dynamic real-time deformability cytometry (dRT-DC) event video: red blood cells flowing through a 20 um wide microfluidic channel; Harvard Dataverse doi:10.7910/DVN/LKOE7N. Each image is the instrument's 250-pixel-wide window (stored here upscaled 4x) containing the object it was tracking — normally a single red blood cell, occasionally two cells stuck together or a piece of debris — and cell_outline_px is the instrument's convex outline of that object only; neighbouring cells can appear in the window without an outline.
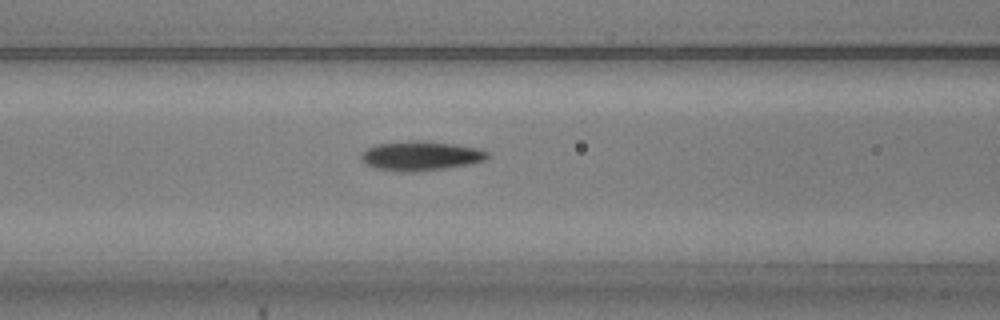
{"species": "common noctule bat (a hibernating species)", "species_latin": "Nyctalus noctula", "temperature_condition": "warm", "stored_images_in_passage": 39, "camera_frame_rate_fps": 3000, "um_per_image_px": 0.085, "animal": {"sex": "male", "body_mass_g": 20.5, "forearm_length_mm": 52.5}, "frame": {"image": 1, "passage_image": 7, "time_ms": 2.0, "image_size_px": [1000, 320], "cell_outline_px": [[488, 156], [484, 160], [468, 164], [444, 168], [404, 172], [400, 172], [376, 168], [368, 164], [360, 156], [368, 148], [376, 144], [412, 140], [420, 140], [456, 144], [476, 148], [488, 152]], "centroid_in_image_um": [35.76, 13.23], "position_along_channel_um": 130.8, "area_um2": 21.21}}
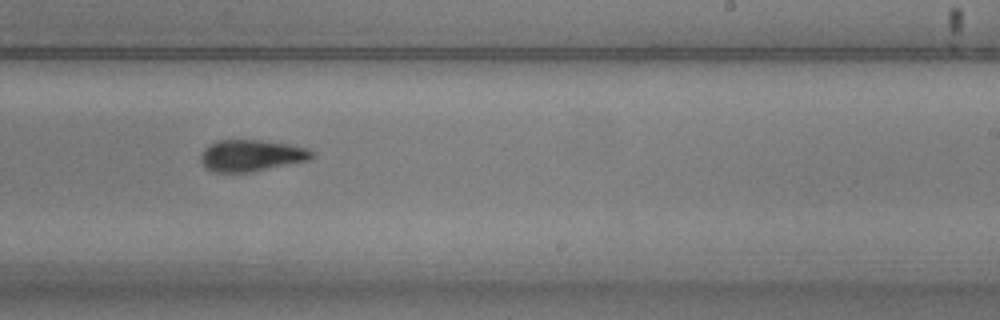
{"frame": {"image": 2, "passage_image": 18, "time_ms": 5.667, "image_size_px": [1000, 320], "cell_outline_px": [[316, 156], [312, 160], [252, 172], [216, 172], [208, 168], [200, 160], [200, 156], [204, 148], [208, 144], [216, 140], [260, 140], [288, 144], [308, 148]], "centroid_in_image_um": [21.4, 13.22], "position_along_channel_um": 267.6, "area_um2": 20.63}}
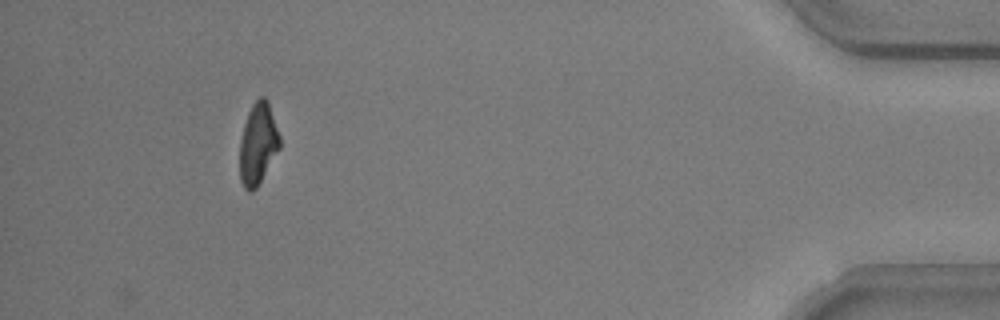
{"frame": {"image": 3, "passage_image": 35, "time_ms": 11.333, "image_size_px": [1000, 320], "cell_outline_px": [[280, 148], [256, 188], [252, 192], [248, 192], [244, 188], [240, 180], [240, 140], [244, 124], [248, 112], [252, 104], [260, 96], [264, 96], [268, 100], [280, 136]], "centroid_in_image_um": [21.92, 12.21], "position_along_channel_um": 413.3, "area_um2": 19.02}, "authors_computed_cell_mechanics": {"area_um2": 20.0566, "velocity_mm_per_s": 3.7338, "shape_relaxation_time_tau1_ms": 2.0854, "shape_relaxation_time_tau2_ms": 2.0927, "deformation_change_tau1": 0.1413, "deformation_change_tau2": 0.0912}}